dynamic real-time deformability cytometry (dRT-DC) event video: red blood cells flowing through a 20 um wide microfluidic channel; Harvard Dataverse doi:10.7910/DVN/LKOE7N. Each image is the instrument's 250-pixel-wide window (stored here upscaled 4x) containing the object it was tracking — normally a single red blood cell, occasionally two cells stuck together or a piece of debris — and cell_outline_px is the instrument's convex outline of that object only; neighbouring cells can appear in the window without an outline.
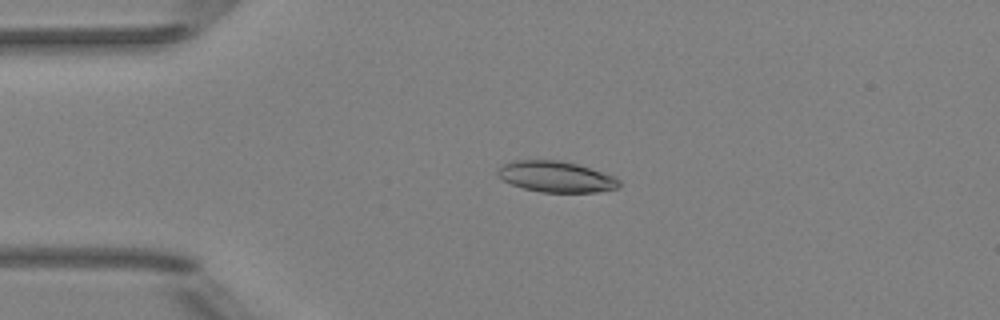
{"species": "Egyptian fruit bat (a non-hibernating species)", "species_latin": "Rousettus aegyptiacus", "temperature_condition": "room temperature", "stored_images_in_passage": 6, "camera_frame_rate_fps": 3000, "um_per_image_px": 0.085, "animal": {"sex": "female"}, "frame": {"image": 1, "passage_image": 4, "time_ms": 3.333, "image_size_px": [1000, 320], "cell_outline_px": [[620, 184], [616, 188], [596, 192], [540, 192], [524, 188], [512, 184], [504, 180], [496, 172], [496, 168], [512, 160], [560, 160], [576, 164], [612, 176], [620, 180]], "centroid_in_image_um": [47.21, 15.01], "position_along_channel_um": 37.8, "area_um2": 21.62}}
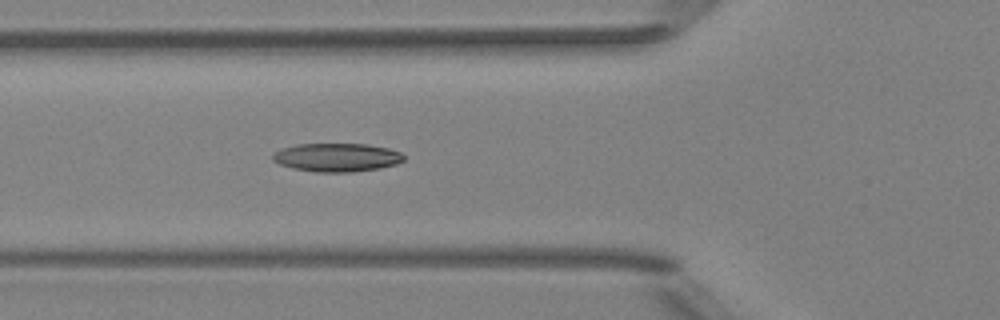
{"frame": {"image": 2, "passage_image": 6, "time_ms": 5.667, "image_size_px": [1000, 320], "cell_outline_px": [[404, 160], [396, 164], [380, 168], [352, 172], [316, 172], [292, 168], [280, 164], [272, 160], [272, 156], [276, 152], [284, 148], [296, 144], [368, 144], [388, 148], [400, 152], [404, 156]], "centroid_in_image_um": [28.65, 13.38], "position_along_channel_um": 97.2, "area_um2": 21.68}}